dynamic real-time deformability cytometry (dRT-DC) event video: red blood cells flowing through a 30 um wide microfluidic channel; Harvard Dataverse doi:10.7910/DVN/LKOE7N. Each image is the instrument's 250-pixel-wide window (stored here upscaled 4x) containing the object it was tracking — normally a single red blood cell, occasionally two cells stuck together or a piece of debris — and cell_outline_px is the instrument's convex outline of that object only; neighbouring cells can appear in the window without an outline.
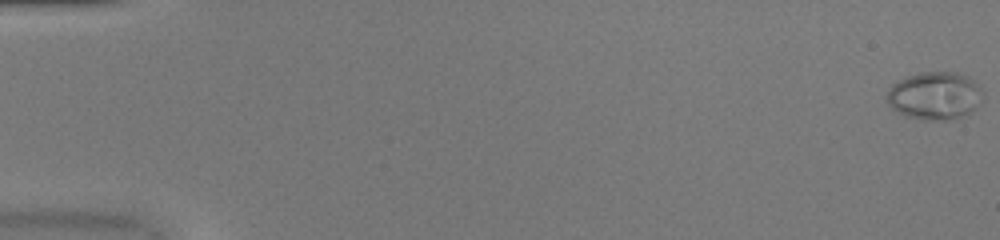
{"species": "common noctule bat (a hibernating species)", "species_latin": "Nyctalus noctula", "temperature_condition": "warm", "stored_images_in_passage": 12, "camera_frame_rate_fps": 3000, "um_per_image_px": 0.085, "animal": {"sex": "female", "body_mass_g": 20.0, "forearm_length_mm": 54.0}, "frame": {"image": 1, "passage_image": 1, "time_ms": 0.0, "image_size_px": [1000, 240], "cell_outline_px": [[984, 100], [968, 116], [952, 120], [924, 120], [904, 116], [892, 108], [888, 104], [884, 96], [888, 88], [892, 84], [908, 76], [920, 72], [956, 72], [968, 76], [984, 88]], "centroid_in_image_um": [79.5, 8.15], "position_along_channel_um": 5.5, "area_um2": 27.69}}